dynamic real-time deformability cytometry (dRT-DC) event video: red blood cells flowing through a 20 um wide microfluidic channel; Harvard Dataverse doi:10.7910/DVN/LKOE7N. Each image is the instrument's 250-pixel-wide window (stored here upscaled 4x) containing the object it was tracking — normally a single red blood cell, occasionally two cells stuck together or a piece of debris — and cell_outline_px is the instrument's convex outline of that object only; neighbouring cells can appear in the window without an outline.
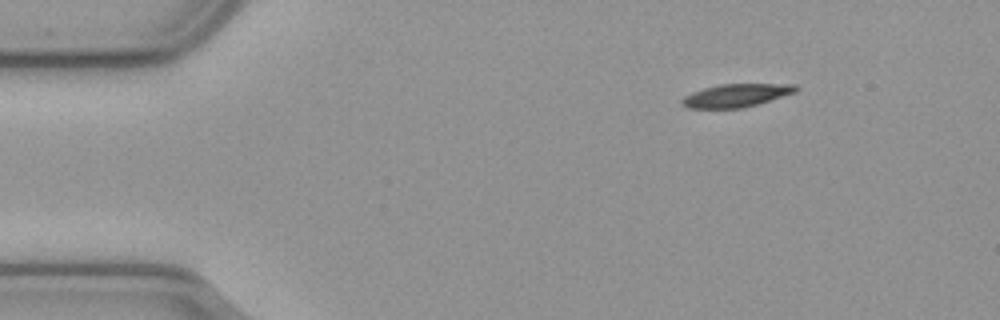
{"species": "common noctule bat (a hibernating species)", "species_latin": "Nyctalus noctula", "temperature_condition": "cold", "stored_images_in_passage": 50, "camera_frame_rate_fps": 3000, "um_per_image_px": 0.085, "animal": {"sex": "male", "body_mass_g": 23.1, "forearm_length_mm": 52.7}, "frame": {"image": 1, "passage_image": 1, "time_ms": 0.0, "image_size_px": [1000, 320], "cell_outline_px": [[800, 88], [796, 92], [756, 104], [740, 108], [688, 108], [680, 104], [680, 100], [684, 96], [692, 92], [704, 88], [720, 84], [796, 84]], "centroid_in_image_um": [62.55, 8.1], "position_along_channel_um": 22.4, "area_um2": 15.26}}
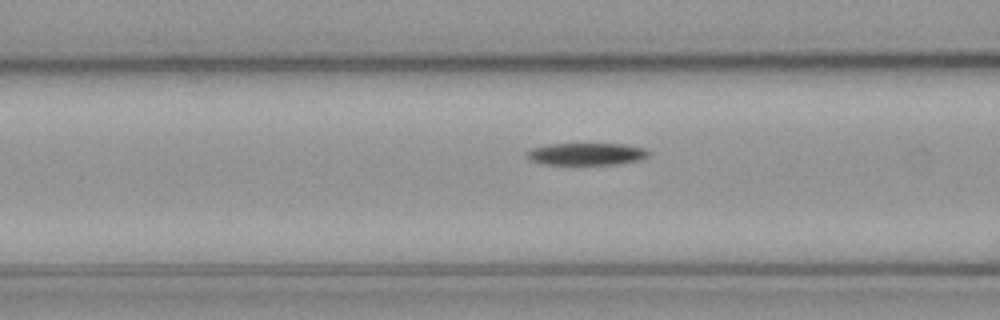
{"frame": {"image": 2, "passage_image": 15, "time_ms": 4.667, "image_size_px": [1000, 320], "cell_outline_px": [[652, 152], [648, 156], [640, 160], [616, 164], [544, 164], [532, 160], [528, 156], [528, 152], [532, 148], [548, 144], [624, 144], [644, 148]], "centroid_in_image_um": [49.92, 13.08], "position_along_channel_um": 116.7, "area_um2": 15.55}}
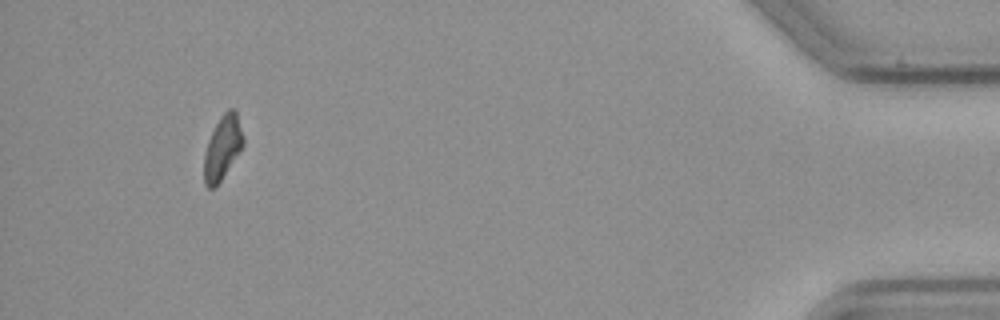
{"frame": {"image": 3, "passage_image": 46, "time_ms": 15.0, "image_size_px": [1000, 320], "cell_outline_px": [[244, 144], [220, 180], [212, 188], [208, 188], [204, 184], [204, 156], [208, 140], [220, 116], [228, 108], [236, 108], [244, 136]], "centroid_in_image_um": [18.93, 12.48], "position_along_channel_um": 416.3, "area_um2": 14.39}, "authors_computed_cell_mechanics": {"area_um2": 15.7794, "velocity_mm_per_s": 3.6339, "shape_relaxation_time_tau1_ms": 4.6934, "shape_relaxation_time_tau2_ms": null, "deformation_change_tau1": 0.1308, "deformation_change_tau2": null}}